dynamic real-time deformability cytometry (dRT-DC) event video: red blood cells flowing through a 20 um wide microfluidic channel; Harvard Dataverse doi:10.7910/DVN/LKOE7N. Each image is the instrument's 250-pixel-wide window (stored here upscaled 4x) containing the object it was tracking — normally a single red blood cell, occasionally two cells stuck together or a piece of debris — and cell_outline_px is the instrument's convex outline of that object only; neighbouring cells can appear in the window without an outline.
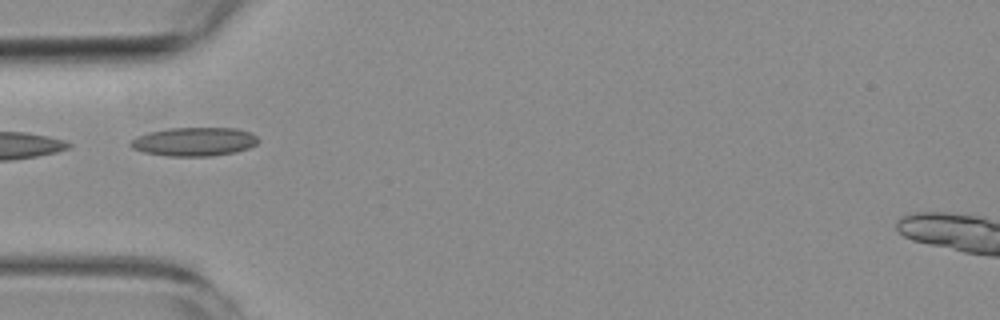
{"species": "common noctule bat (a hibernating species)", "species_latin": "Nyctalus noctula", "temperature_condition": "room temperature", "stored_images_in_passage": 4, "camera_frame_rate_fps": 3000, "um_per_image_px": 0.085, "animal": {"sex": "female", "body_mass_g": 19.3, "forearm_length_mm": 54.1}, "frame": {"image": 1, "passage_image": 2, "time_ms": 1.333, "image_size_px": [1000, 320], "cell_outline_px": [[260, 140], [256, 144], [248, 148], [236, 152], [212, 156], [168, 156], [144, 152], [132, 148], [128, 144], [136, 136], [148, 132], [168, 128], [236, 128], [252, 132]], "centroid_in_image_um": [16.52, 12.04], "position_along_channel_um": 68.5, "area_um2": 21.5}}
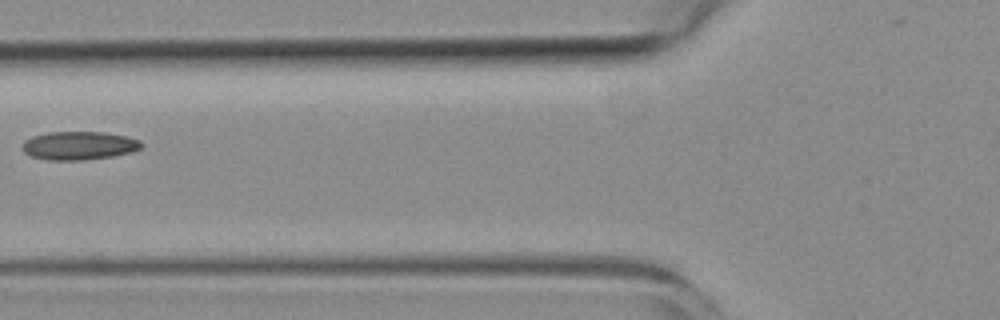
{"frame": {"image": 2, "passage_image": 3, "time_ms": 2.667, "image_size_px": [1000, 320], "cell_outline_px": [[144, 144], [140, 148], [132, 152], [112, 156], [88, 160], [48, 160], [32, 156], [24, 152], [20, 148], [24, 140], [32, 136], [48, 132], [104, 132], [128, 136], [140, 140]], "centroid_in_image_um": [6.71, 12.37], "position_along_channel_um": 119.1, "area_um2": 19.94}}
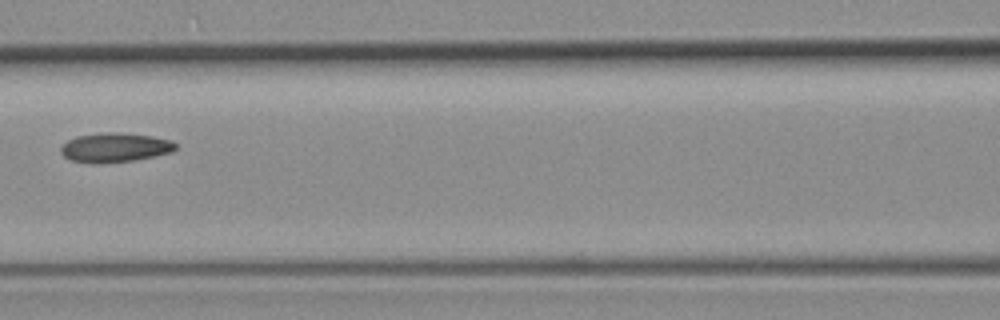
{"frame": {"image": 3, "passage_image": 4, "time_ms": 3.667, "image_size_px": [1000, 320], "cell_outline_px": [[176, 148], [172, 152], [132, 160], [96, 164], [92, 164], [72, 160], [64, 156], [60, 152], [60, 148], [68, 140], [76, 136], [100, 132], [116, 132], [152, 136], [172, 140], [176, 144]], "centroid_in_image_um": [9.74, 12.53], "position_along_channel_um": 156.9, "area_um2": 19.59}}